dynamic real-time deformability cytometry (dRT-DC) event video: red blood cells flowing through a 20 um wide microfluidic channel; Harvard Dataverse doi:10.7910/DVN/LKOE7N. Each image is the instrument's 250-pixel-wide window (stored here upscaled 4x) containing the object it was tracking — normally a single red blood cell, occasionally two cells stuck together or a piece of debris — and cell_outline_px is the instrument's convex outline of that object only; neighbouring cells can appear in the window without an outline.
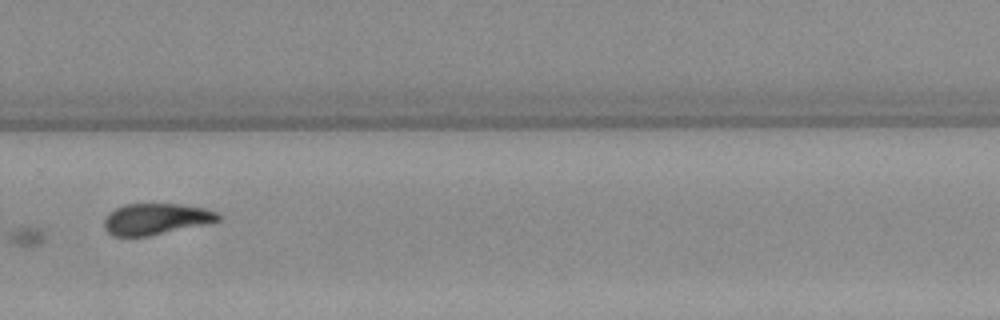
{"species": "Egyptian fruit bat (a non-hibernating species)", "species_latin": "Rousettus aegyptiacus", "temperature_condition": "warm", "stored_images_in_passage": 14, "segment_of_instrument_passage": [1, 2], "camera_frame_rate_fps": 3000, "um_per_image_px": 0.085, "animal": {"sex": "female"}, "frame": {"image": 1, "passage_image": 10, "time_ms": 11.667, "image_size_px": [1000, 320], "cell_outline_px": [[220, 220], [148, 236], [112, 236], [104, 228], [104, 220], [108, 212], [124, 204], [180, 204], [204, 208], [216, 212], [220, 216]], "centroid_in_image_um": [13.19, 18.6], "position_along_channel_um": 316.6, "area_um2": 20.46}}
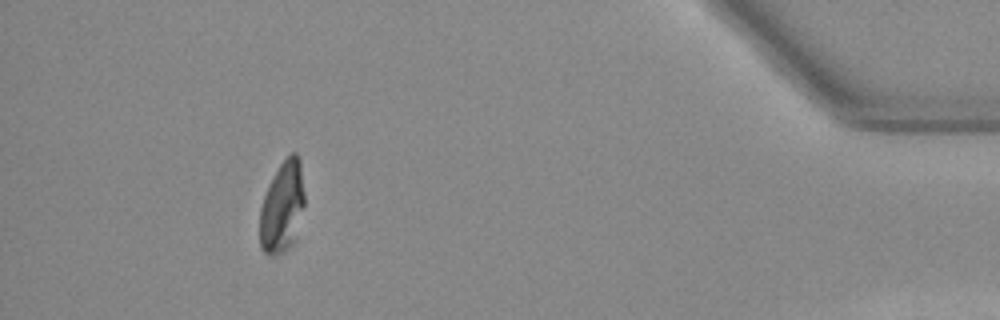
{"frame": {"image": 2, "passage_image": 13, "time_ms": 15.667, "image_size_px": [1000, 320], "cell_outline_px": [[304, 204], [292, 244], [288, 248], [276, 256], [272, 256], [264, 252], [260, 248], [260, 208], [264, 196], [280, 164], [292, 152], [296, 152], [300, 160], [304, 192]], "centroid_in_image_um": [23.98, 17.61], "position_along_channel_um": 411.2, "area_um2": 23.35}}